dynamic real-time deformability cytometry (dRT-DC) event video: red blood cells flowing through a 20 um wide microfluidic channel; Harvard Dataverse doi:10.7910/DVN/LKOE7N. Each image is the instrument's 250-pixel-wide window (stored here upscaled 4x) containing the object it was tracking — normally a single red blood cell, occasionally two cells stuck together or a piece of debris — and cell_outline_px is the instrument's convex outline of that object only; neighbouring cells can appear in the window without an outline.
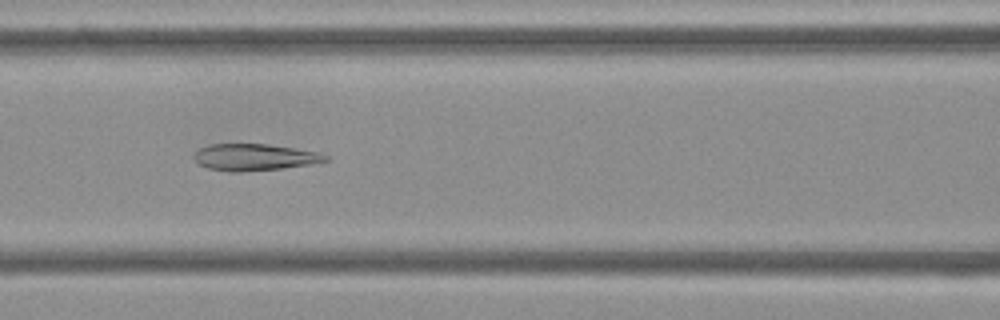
{"species": "Egyptian fruit bat (a non-hibernating species)", "species_latin": "Rousettus aegyptiacus", "temperature_condition": "cold", "stored_images_in_passage": 39, "camera_frame_rate_fps": 3000, "um_per_image_px": 0.085, "frame": {"image": 1, "passage_image": 15, "time_ms": 4.667, "image_size_px": [1000, 320], "cell_outline_px": [[332, 160], [308, 164], [280, 168], [240, 172], [228, 172], [208, 168], [200, 164], [192, 156], [200, 148], [208, 144], [268, 144], [320, 152], [328, 156]], "centroid_in_image_um": [21.64, 13.36], "position_along_channel_um": 145.0, "area_um2": 20.4}}
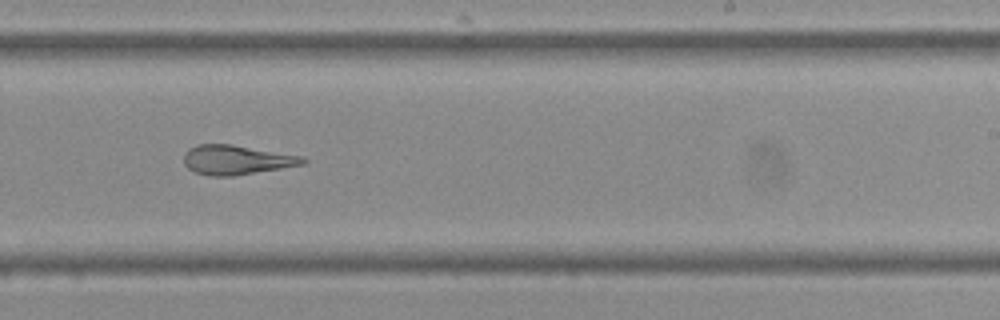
{"frame": {"image": 2, "passage_image": 25, "time_ms": 8.0, "image_size_px": [1000, 320], "cell_outline_px": [[308, 160], [304, 164], [232, 176], [212, 176], [196, 172], [188, 168], [184, 164], [184, 152], [188, 148], [196, 144], [232, 144], [304, 156]], "centroid_in_image_um": [20.09, 13.57], "position_along_channel_um": 268.9, "area_um2": 20.46}}
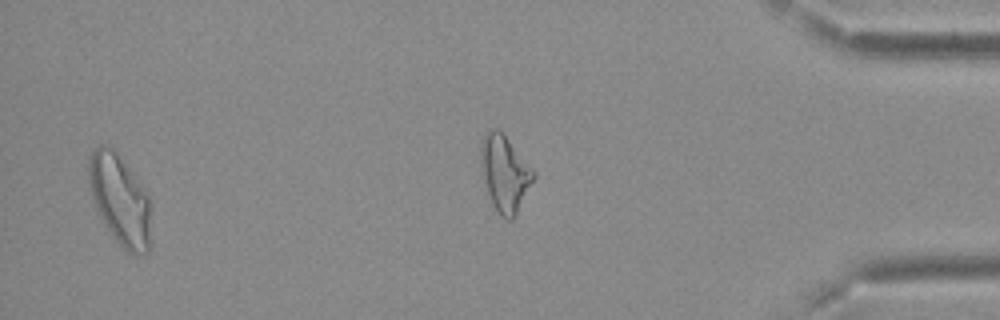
{"frame": {"image": 3, "passage_image": 37, "time_ms": 12.0, "image_size_px": [1000, 320], "cell_outline_px": [[152, 244], [148, 252], [144, 256], [128, 252], [116, 240], [96, 212], [88, 180], [88, 156], [100, 144], [108, 144], [112, 148], [152, 196]], "centroid_in_image_um": [10.26, 17.03], "position_along_channel_um": 424.9, "area_um2": 33.93}, "authors_computed_cell_mechanics": {"area_um2": 21.097, "velocity_mm_per_s": 3.7224, "shape_relaxation_time_tau1_ms": null, "shape_relaxation_time_tau2_ms": 2.9679, "deformation_change_tau1": null, "deformation_change_tau2": 0.0925}}